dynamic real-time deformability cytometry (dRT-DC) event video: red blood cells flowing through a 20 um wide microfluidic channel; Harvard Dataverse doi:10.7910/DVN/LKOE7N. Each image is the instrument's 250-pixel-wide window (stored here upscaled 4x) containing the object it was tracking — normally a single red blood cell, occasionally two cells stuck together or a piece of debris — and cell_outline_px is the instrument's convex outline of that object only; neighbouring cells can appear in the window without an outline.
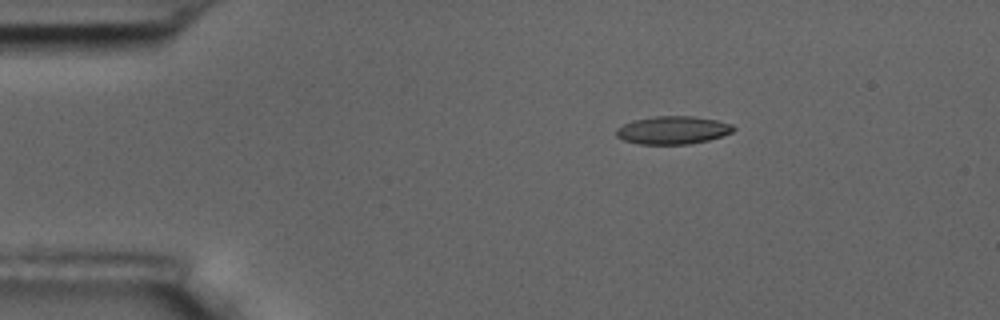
{"species": "common noctule bat (a hibernating species)", "species_latin": "Nyctalus noctula", "temperature_condition": "room temperature", "stored_images_in_passage": 4, "camera_frame_rate_fps": 3000, "um_per_image_px": 0.085, "animal": {"sex": "male", "body_mass_g": 17.5, "forearm_length_mm": 52.3}, "frame": {"image": 1, "passage_image": 3, "time_ms": 2.333, "image_size_px": [1000, 320], "cell_outline_px": [[736, 128], [732, 132], [708, 140], [688, 144], [640, 144], [624, 140], [616, 136], [616, 128], [632, 120], [656, 116], [696, 116], [716, 120], [732, 124]], "centroid_in_image_um": [57.18, 11.05], "position_along_channel_um": 27.8, "area_um2": 19.07}}